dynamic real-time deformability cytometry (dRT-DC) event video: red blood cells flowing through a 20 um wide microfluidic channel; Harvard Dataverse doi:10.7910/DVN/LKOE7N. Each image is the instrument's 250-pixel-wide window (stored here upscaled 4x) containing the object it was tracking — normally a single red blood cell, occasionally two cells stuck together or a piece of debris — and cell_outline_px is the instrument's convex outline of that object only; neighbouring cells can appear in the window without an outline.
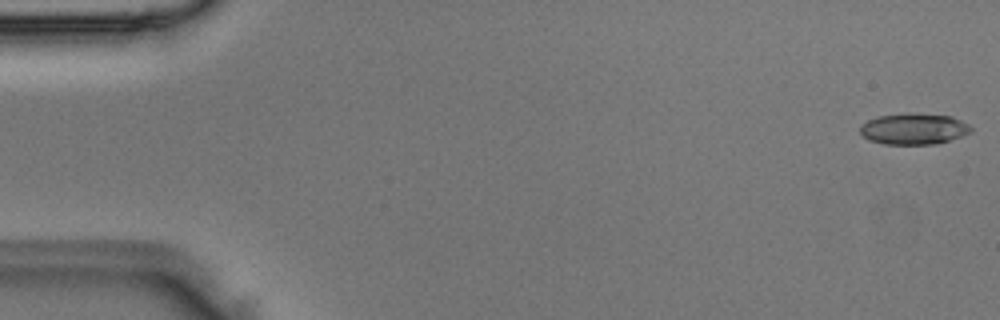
{"species": "Egyptian fruit bat (a non-hibernating species)", "species_latin": "Rousettus aegyptiacus", "temperature_condition": "room temperature", "stored_images_in_passage": 6, "camera_frame_rate_fps": 3000, "um_per_image_px": 0.085, "animal": {"sex": "male"}, "frame": {"image": 1, "passage_image": 1, "time_ms": 0.0, "image_size_px": [1000, 320], "cell_outline_px": [[972, 132], [936, 144], [884, 144], [868, 140], [860, 132], [860, 124], [868, 120], [880, 116], [912, 112], [952, 116], [968, 124], [972, 128]], "centroid_in_image_um": [77.66, 10.94], "position_along_channel_um": 7.3, "area_um2": 20.17}}
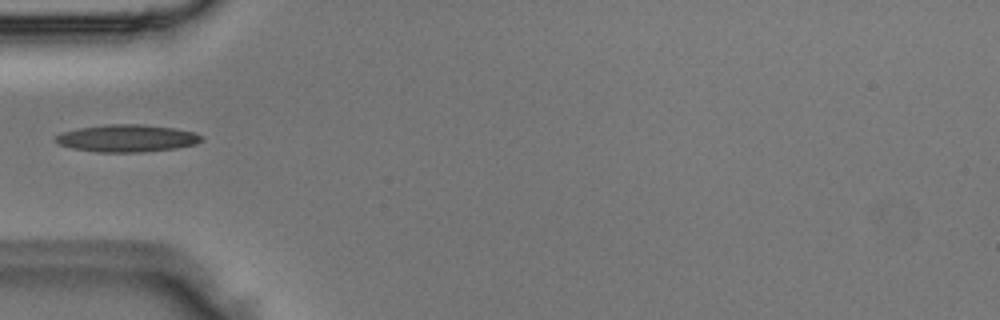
{"frame": {"image": 2, "passage_image": 5, "time_ms": 1.333, "image_size_px": [1000, 320], "cell_outline_px": [[204, 140], [196, 144], [176, 148], [140, 152], [96, 152], [72, 148], [60, 144], [52, 140], [56, 136], [64, 132], [80, 128], [108, 124], [144, 124], [176, 128], [196, 132], [204, 136]], "centroid_in_image_um": [10.86, 11.75], "position_along_channel_um": 74.1, "area_um2": 23.35}}
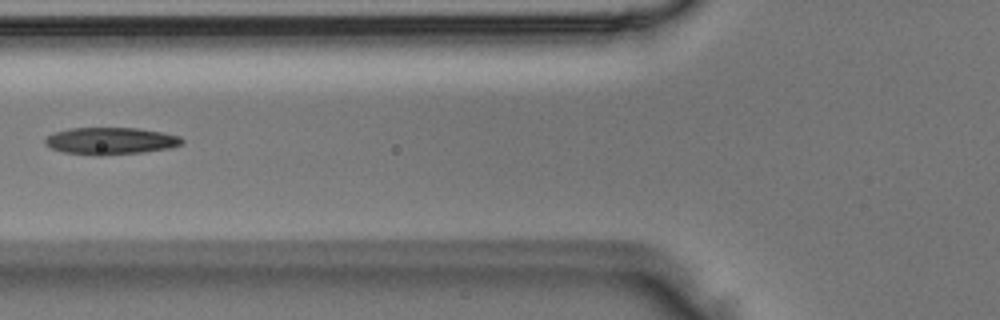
{"frame": {"image": 3, "passage_image": 6, "time_ms": 1.667, "image_size_px": [1000, 320], "cell_outline_px": [[184, 140], [180, 144], [172, 148], [144, 152], [100, 156], [92, 156], [64, 152], [52, 148], [44, 144], [44, 140], [52, 132], [68, 128], [136, 128], [160, 132], [180, 136]], "centroid_in_image_um": [9.37, 11.99], "position_along_channel_um": 116.4, "area_um2": 21.79}}